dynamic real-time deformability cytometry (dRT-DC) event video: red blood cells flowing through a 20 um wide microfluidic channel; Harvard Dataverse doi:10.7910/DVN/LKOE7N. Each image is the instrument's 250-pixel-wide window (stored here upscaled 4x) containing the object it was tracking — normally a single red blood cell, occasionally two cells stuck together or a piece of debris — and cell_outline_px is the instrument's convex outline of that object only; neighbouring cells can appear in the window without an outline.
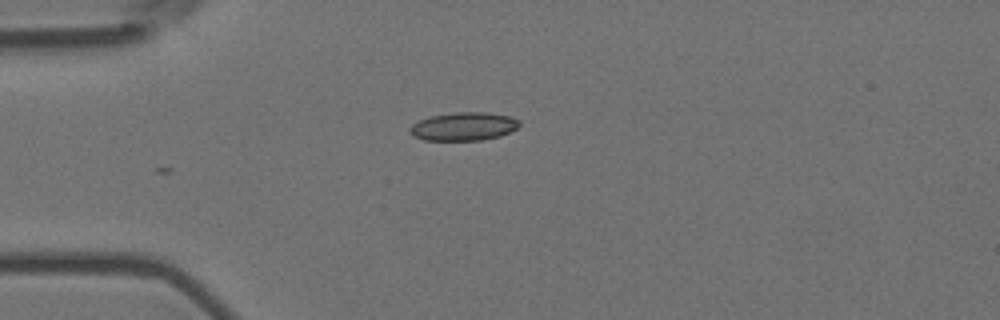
{"species": "Egyptian fruit bat (a non-hibernating species)", "species_latin": "Rousettus aegyptiacus", "temperature_condition": "room temperature", "stored_images_in_passage": 5, "camera_frame_rate_fps": 3000, "um_per_image_px": 0.085, "animal": {"sex": "female"}, "frame": {"image": 1, "passage_image": 1, "time_ms": 0.0, "image_size_px": [1000, 320], "cell_outline_px": [[520, 124], [516, 128], [500, 136], [480, 140], [424, 140], [412, 136], [408, 132], [408, 128], [412, 124], [428, 116], [452, 112], [488, 112], [512, 116], [520, 120]], "centroid_in_image_um": [39.38, 10.73], "position_along_channel_um": 45.6, "area_um2": 18.32}}